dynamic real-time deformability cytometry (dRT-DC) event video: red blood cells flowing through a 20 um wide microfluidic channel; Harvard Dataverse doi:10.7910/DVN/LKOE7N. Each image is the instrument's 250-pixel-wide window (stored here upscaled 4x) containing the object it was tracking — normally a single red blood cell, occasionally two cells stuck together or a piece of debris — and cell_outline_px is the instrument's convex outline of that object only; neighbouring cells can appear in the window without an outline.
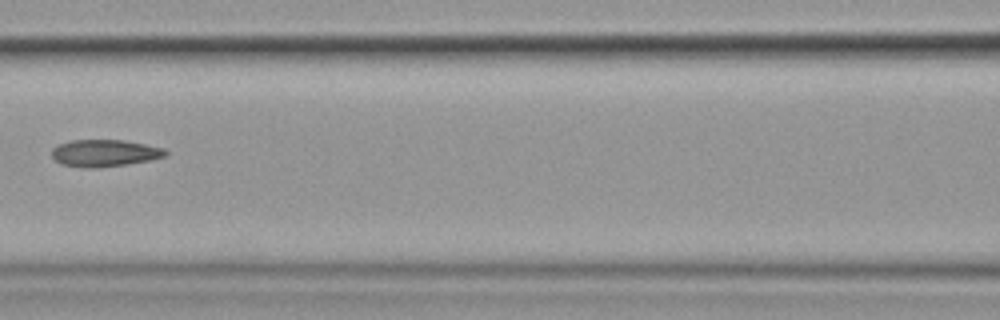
{"species": "common noctule bat (a hibernating species)", "species_latin": "Nyctalus noctula", "temperature_condition": "cold", "stored_images_in_passage": 15, "camera_frame_rate_fps": 3000, "um_per_image_px": 0.085, "animal": {"sex": "female", "body_mass_g": 19.9}, "frame": {"image": 1, "passage_image": 7, "time_ms": 8.0, "image_size_px": [1000, 320], "cell_outline_px": [[168, 156], [152, 160], [128, 164], [100, 168], [84, 168], [60, 164], [52, 156], [52, 148], [60, 144], [72, 140], [124, 140], [164, 148], [168, 152]], "centroid_in_image_um": [8.92, 13.02], "position_along_channel_um": 157.7, "area_um2": 18.09}}
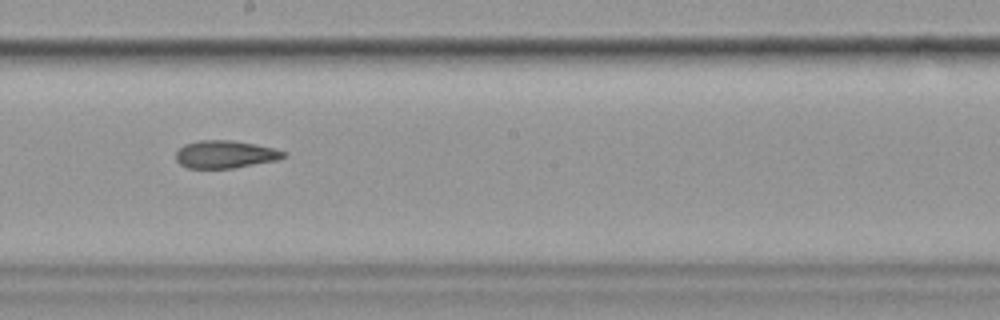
{"frame": {"image": 2, "passage_image": 9, "time_ms": 10.0, "image_size_px": [1000, 320], "cell_outline_px": [[288, 156], [276, 160], [232, 168], [188, 168], [180, 164], [176, 160], [176, 152], [184, 144], [200, 140], [232, 140], [256, 144], [288, 152]], "centroid_in_image_um": [19.15, 13.11], "position_along_channel_um": 229.0, "area_um2": 17.34}, "authors_computed_cell_mechanics": {"area_um2": 18.0914, "velocity_mm_per_s": 3.5965, "shape_relaxation_time_tau1_ms": 5.8826, "shape_relaxation_time_tau2_ms": 2.6114, "deformation_change_tau1": 0.1353, "deformation_change_tau2": 0.1018}}